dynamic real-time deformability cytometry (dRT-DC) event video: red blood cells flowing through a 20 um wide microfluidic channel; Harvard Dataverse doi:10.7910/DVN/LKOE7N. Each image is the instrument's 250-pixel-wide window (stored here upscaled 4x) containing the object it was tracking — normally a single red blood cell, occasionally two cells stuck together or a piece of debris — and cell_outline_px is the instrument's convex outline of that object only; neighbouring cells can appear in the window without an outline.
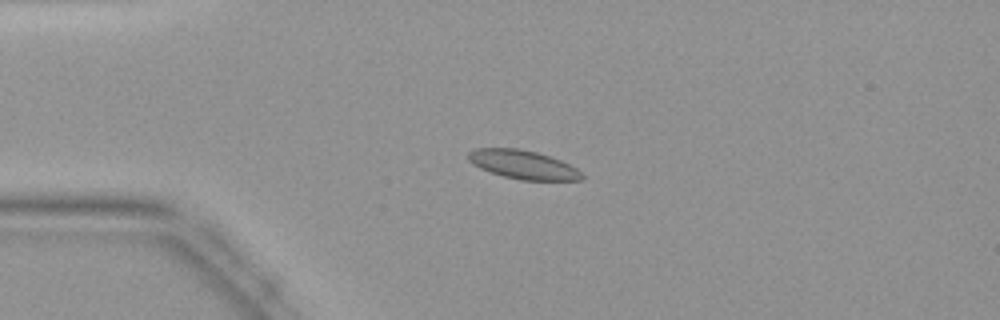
{"species": "common noctule bat (a hibernating species)", "species_latin": "Nyctalus noctula", "temperature_condition": "warm", "stored_images_in_passage": 45, "camera_frame_rate_fps": 3000, "um_per_image_px": 0.085, "animal": {"sex": "female", "body_mass_g": 19.9}, "frame": {"image": 1, "passage_image": 11, "time_ms": 3.333, "image_size_px": [1000, 320], "cell_outline_px": [[584, 180], [520, 180], [504, 176], [480, 168], [472, 164], [468, 160], [468, 152], [476, 148], [520, 148], [536, 152], [560, 160], [576, 168], [584, 176]], "centroid_in_image_um": [44.45, 13.99], "position_along_channel_um": 40.6, "area_um2": 18.9}}
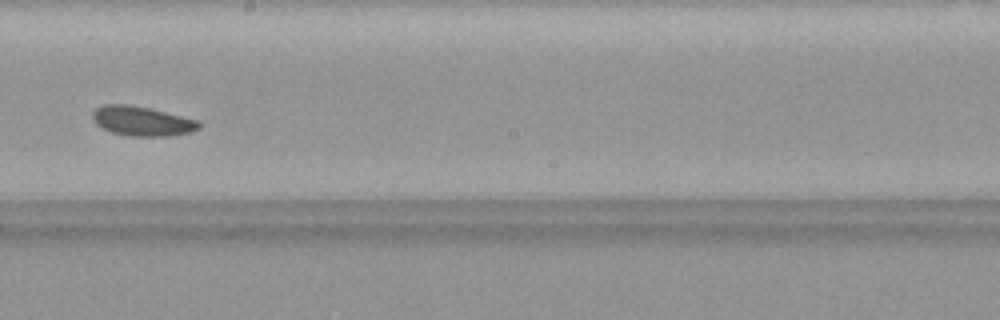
{"frame": {"image": 2, "passage_image": 26, "time_ms": 8.333, "image_size_px": [1000, 320], "cell_outline_px": [[200, 128], [192, 132], [168, 136], [128, 136], [112, 132], [100, 128], [92, 120], [92, 112], [96, 108], [104, 104], [132, 104], [196, 120], [200, 124]], "centroid_in_image_um": [12.01, 10.3], "position_along_channel_um": 236.2, "area_um2": 18.32}}
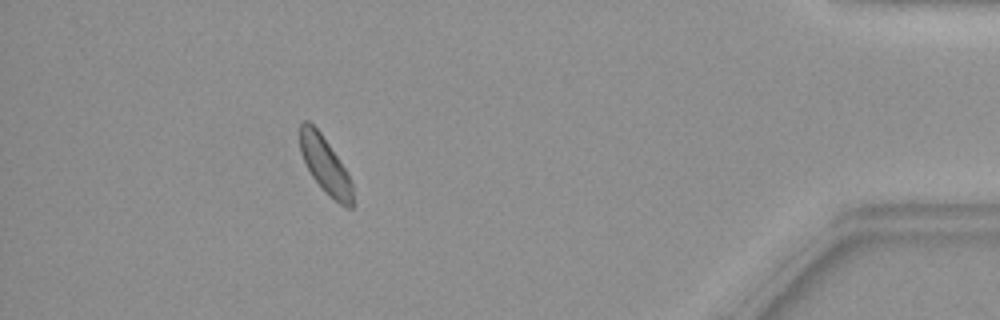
{"frame": {"image": 3, "passage_image": 41, "time_ms": 13.333, "image_size_px": [1000, 320], "cell_outline_px": [[356, 204], [352, 208], [344, 208], [312, 176], [300, 152], [300, 124], [304, 120], [308, 120], [320, 132], [344, 168], [352, 184]], "centroid_in_image_um": [27.67, 14.05], "position_along_channel_um": 407.5, "area_um2": 16.88}}